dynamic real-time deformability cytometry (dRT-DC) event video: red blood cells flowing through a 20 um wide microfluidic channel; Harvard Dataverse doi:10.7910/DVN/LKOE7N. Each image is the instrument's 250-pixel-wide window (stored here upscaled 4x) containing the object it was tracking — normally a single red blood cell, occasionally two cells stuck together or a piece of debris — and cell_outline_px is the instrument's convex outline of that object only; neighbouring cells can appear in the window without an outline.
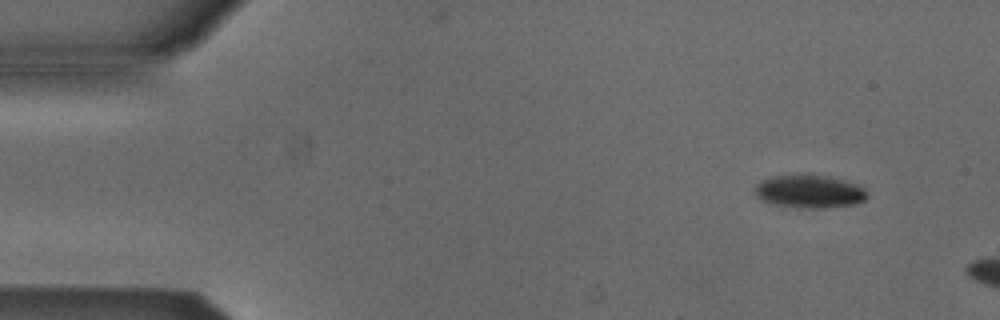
{"species": "Egyptian fruit bat (a non-hibernating species)", "species_latin": "Rousettus aegyptiacus", "temperature_condition": "cold", "stored_images_in_passage": 6, "camera_frame_rate_fps": 3000, "um_per_image_px": 0.085, "animal": {"sex": "male"}, "frame": {"image": 1, "passage_image": 1, "time_ms": 0.0, "image_size_px": [1000, 320], "cell_outline_px": [[868, 196], [864, 200], [856, 204], [828, 208], [796, 208], [772, 204], [760, 200], [752, 192], [752, 188], [760, 180], [772, 176], [812, 172], [832, 176], [856, 184], [864, 188], [868, 192]], "centroid_in_image_um": [68.75, 16.25], "position_along_channel_um": 16.2, "area_um2": 22.77}}